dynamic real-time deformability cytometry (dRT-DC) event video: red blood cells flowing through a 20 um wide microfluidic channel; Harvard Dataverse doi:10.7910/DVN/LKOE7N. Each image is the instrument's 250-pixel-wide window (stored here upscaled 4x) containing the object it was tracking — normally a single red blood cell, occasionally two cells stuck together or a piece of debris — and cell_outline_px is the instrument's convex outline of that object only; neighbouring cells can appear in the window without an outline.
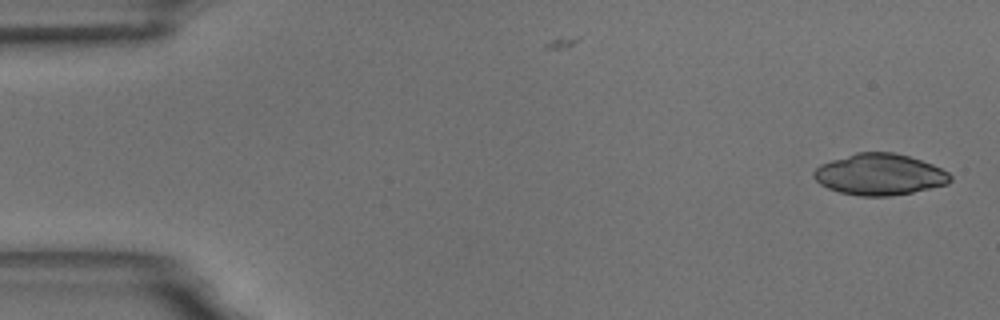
{"species": "common noctule bat (a hibernating species)", "species_latin": "Nyctalus noctula", "temperature_condition": "room temperature", "stored_images_in_passage": 5, "camera_frame_rate_fps": 3000, "um_per_image_px": 0.085, "animal": {"sex": "male", "body_mass_g": 18.8}, "frame": {"image": 1, "passage_image": 1, "time_ms": 0.0, "image_size_px": [1000, 320], "cell_outline_px": [[952, 180], [948, 184], [912, 192], [888, 196], [860, 196], [840, 192], [828, 188], [820, 184], [812, 176], [812, 172], [820, 164], [856, 152], [892, 152], [908, 156], [932, 164], [948, 172], [952, 176]], "centroid_in_image_um": [74.75, 14.83], "position_along_channel_um": 10.2, "area_um2": 32.77}}